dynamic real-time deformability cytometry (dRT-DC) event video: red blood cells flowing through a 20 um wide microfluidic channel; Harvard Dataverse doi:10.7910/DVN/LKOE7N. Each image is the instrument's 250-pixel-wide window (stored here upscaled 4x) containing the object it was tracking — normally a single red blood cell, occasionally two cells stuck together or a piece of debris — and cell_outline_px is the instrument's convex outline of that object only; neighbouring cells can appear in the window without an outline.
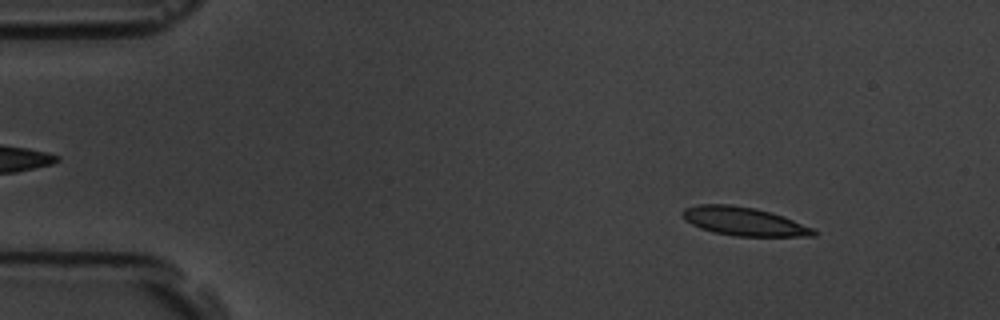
{"species": "common noctule bat (a hibernating species)", "species_latin": "Nyctalus noctula", "temperature_condition": "room temperature", "stored_images_in_passage": 5, "segment_of_instrument_passage": [1, 2], "camera_frame_rate_fps": 3000, "um_per_image_px": 0.085, "animal": {"sex": "male", "body_mass_g": 19.5, "forearm_length_mm": 54.6}, "frame": {"image": 1, "passage_image": 1, "time_ms": 0.0, "image_size_px": [1000, 320], "cell_outline_px": [[816, 236], [736, 236], [712, 232], [700, 228], [684, 220], [680, 212], [684, 208], [696, 204], [732, 204], [756, 208], [772, 212], [784, 216], [816, 228]], "centroid_in_image_um": [63.23, 18.8], "position_along_channel_um": 21.8, "area_um2": 22.2}}
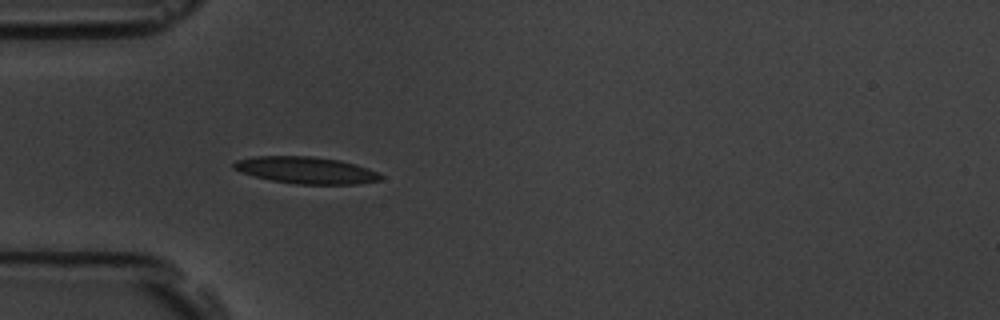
{"frame": {"image": 2, "passage_image": 4, "time_ms": 3.333, "image_size_px": [1000, 320], "cell_outline_px": [[384, 176], [380, 180], [356, 184], [296, 184], [272, 180], [240, 172], [232, 168], [232, 164], [236, 160], [256, 156], [312, 156], [340, 160], [356, 164], [368, 168]], "centroid_in_image_um": [26.01, 14.46], "position_along_channel_um": 59.0, "area_um2": 22.95}}